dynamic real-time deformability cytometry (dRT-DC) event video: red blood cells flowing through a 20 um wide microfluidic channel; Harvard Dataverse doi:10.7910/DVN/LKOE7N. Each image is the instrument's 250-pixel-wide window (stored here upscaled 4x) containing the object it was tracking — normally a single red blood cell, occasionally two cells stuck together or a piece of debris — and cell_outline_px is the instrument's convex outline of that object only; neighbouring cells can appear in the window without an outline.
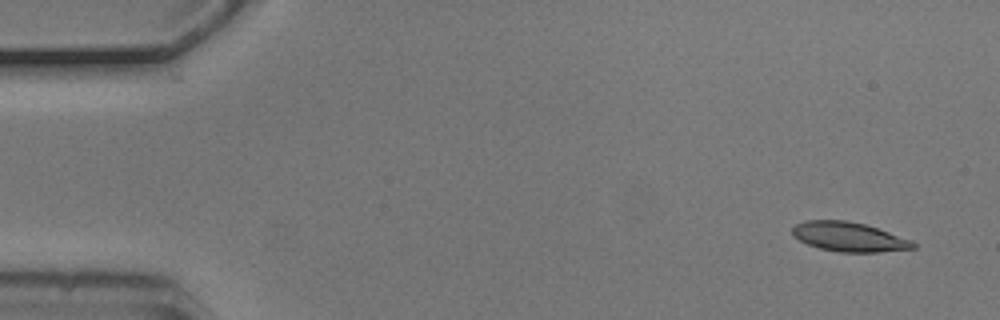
{"species": "common noctule bat (a hibernating species)", "species_latin": "Nyctalus noctula", "temperature_condition": "cold", "stored_images_in_passage": 5, "camera_frame_rate_fps": 3000, "um_per_image_px": 0.085, "animal": {"sex": "male", "body_mass_g": 20.5, "forearm_length_mm": 52.5}, "frame": {"image": 1, "passage_image": 1, "time_ms": 0.0, "image_size_px": [1000, 320], "cell_outline_px": [[916, 248], [880, 252], [836, 252], [820, 248], [808, 244], [792, 236], [792, 228], [796, 224], [804, 220], [844, 220], [864, 224], [912, 240], [916, 244]], "centroid_in_image_um": [72.14, 20.13], "position_along_channel_um": 12.9, "area_um2": 20.63}}
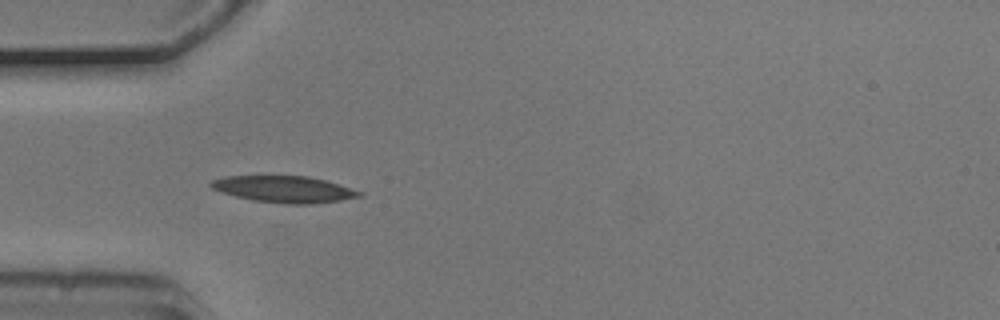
{"frame": {"image": 2, "passage_image": 4, "time_ms": 1.0, "image_size_px": [1000, 320], "cell_outline_px": [[364, 192], [360, 196], [340, 200], [312, 204], [284, 204], [252, 200], [220, 192], [212, 188], [208, 184], [212, 180], [224, 176], [308, 176], [324, 180]], "centroid_in_image_um": [24.11, 16.08], "position_along_channel_um": 60.9, "area_um2": 22.89}}